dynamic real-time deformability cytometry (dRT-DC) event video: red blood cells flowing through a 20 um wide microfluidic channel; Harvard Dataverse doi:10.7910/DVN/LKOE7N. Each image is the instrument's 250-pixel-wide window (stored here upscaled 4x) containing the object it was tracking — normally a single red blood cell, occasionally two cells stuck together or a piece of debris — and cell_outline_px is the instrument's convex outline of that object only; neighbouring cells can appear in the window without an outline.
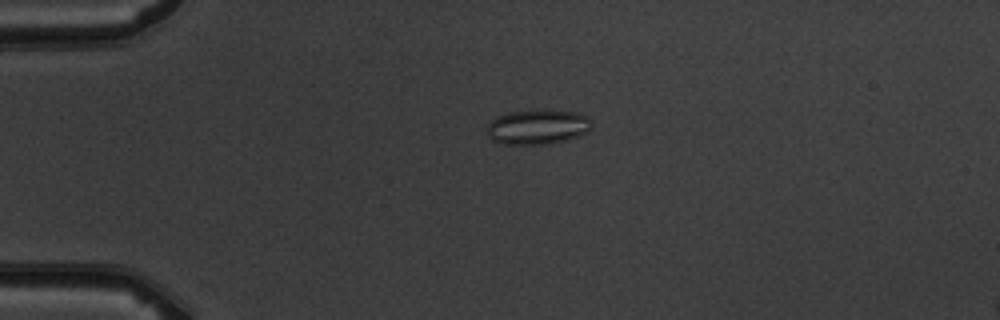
{"species": "common noctule bat (a hibernating species)", "species_latin": "Nyctalus noctula", "temperature_condition": "warm", "stored_images_in_passage": 2, "camera_frame_rate_fps": 3000, "um_per_image_px": 0.085, "animal": {"sex": "male", "body_mass_g": 19.5, "forearm_length_mm": 54.6}, "frame": {"image": 1, "passage_image": 1, "time_ms": 0.0, "image_size_px": [1000, 320], "cell_outline_px": [[592, 124], [588, 132], [580, 136], [552, 144], [500, 144], [492, 140], [488, 136], [488, 124], [496, 116], [508, 112], [532, 108], [544, 108], [576, 112], [588, 116], [592, 120]], "centroid_in_image_um": [45.72, 10.76], "position_along_channel_um": 39.3, "area_um2": 22.08}}